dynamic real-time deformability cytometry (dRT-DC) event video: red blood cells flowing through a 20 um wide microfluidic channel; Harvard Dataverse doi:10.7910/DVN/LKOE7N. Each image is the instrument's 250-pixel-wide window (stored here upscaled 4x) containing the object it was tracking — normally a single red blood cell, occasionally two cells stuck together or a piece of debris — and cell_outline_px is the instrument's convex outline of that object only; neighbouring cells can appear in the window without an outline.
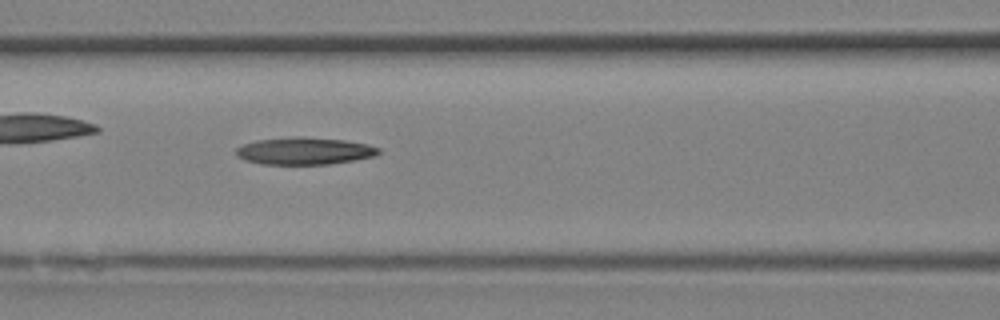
{"species": "Egyptian fruit bat (a non-hibernating species)", "species_latin": "Rousettus aegyptiacus", "temperature_condition": "room temperature", "stored_images_in_passage": 11, "camera_frame_rate_fps": 3000, "um_per_image_px": 0.085, "animal": {"sex": "female"}, "frame": {"image": 1, "passage_image": 11, "time_ms": 3.333, "image_size_px": [1000, 320], "cell_outline_px": [[380, 152], [376, 156], [328, 164], [260, 164], [244, 160], [236, 156], [236, 148], [244, 144], [256, 140], [296, 136], [300, 136], [344, 140], [368, 144], [380, 148]], "centroid_in_image_um": [25.86, 12.83], "position_along_channel_um": 140.7, "area_um2": 22.66}}